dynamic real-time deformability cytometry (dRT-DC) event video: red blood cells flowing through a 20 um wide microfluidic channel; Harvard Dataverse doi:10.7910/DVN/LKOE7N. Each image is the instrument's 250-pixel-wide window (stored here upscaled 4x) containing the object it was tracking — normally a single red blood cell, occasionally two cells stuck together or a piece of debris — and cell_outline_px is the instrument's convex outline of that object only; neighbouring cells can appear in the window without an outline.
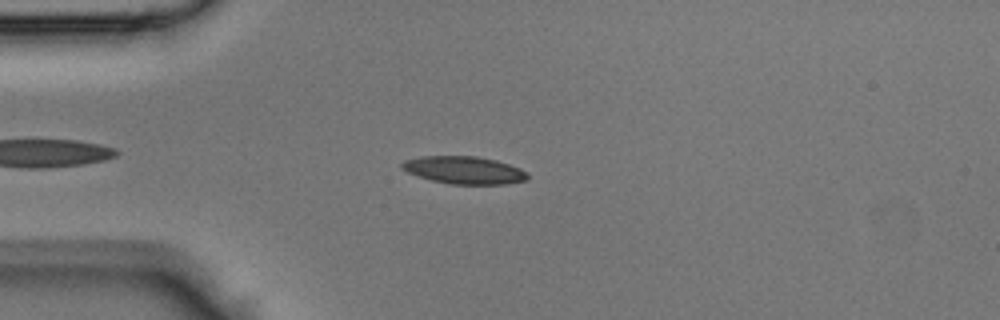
{"species": "Egyptian fruit bat (a non-hibernating species)", "species_latin": "Rousettus aegyptiacus", "temperature_condition": "room temperature", "stored_images_in_passage": 38, "camera_frame_rate_fps": 3000, "um_per_image_px": 0.085, "animal": {"sex": "male"}, "frame": {"image": 1, "passage_image": 5, "time_ms": 1.333, "image_size_px": [1000, 320], "cell_outline_px": [[528, 176], [524, 180], [504, 184], [448, 184], [432, 180], [408, 172], [400, 168], [400, 164], [404, 160], [420, 156], [476, 156], [496, 160], [520, 168], [528, 172]], "centroid_in_image_um": [39.42, 14.45], "position_along_channel_um": 45.6, "area_um2": 20.11}}
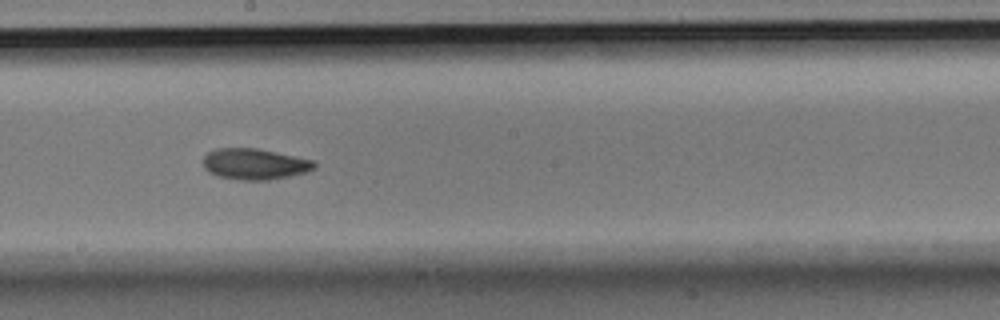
{"frame": {"image": 2, "passage_image": 18, "time_ms": 5.667, "image_size_px": [1000, 320], "cell_outline_px": [[316, 168], [308, 172], [268, 180], [240, 180], [220, 176], [208, 172], [204, 168], [204, 156], [208, 152], [216, 148], [256, 148], [312, 160], [316, 164]], "centroid_in_image_um": [21.64, 13.94], "position_along_channel_um": 226.6, "area_um2": 19.94}}
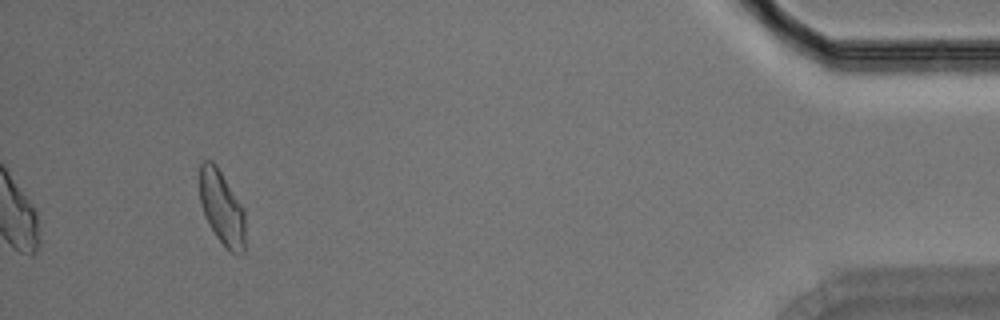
{"frame": {"image": 3, "passage_image": 35, "time_ms": 11.333, "image_size_px": [1000, 320], "cell_outline_px": [[244, 252], [232, 252], [216, 236], [204, 216], [200, 204], [200, 164], [204, 160], [212, 160], [216, 164], [244, 208]], "centroid_in_image_um": [18.84, 17.6], "position_along_channel_um": 416.4, "area_um2": 19.48}}